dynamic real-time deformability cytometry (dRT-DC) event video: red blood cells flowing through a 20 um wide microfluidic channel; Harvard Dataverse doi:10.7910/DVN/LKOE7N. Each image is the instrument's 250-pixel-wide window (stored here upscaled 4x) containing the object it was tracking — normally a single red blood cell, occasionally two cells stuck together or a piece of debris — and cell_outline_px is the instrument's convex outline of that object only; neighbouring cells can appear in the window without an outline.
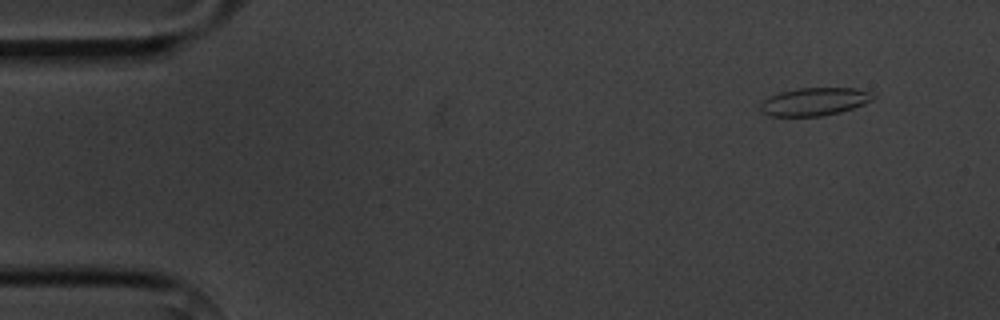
{"species": "common noctule bat (a hibernating species)", "species_latin": "Nyctalus noctula", "temperature_condition": "cold", "stored_images_in_passage": 4, "camera_frame_rate_fps": 3000, "um_per_image_px": 0.085, "animal": {"sex": "male", "body_mass_g": 20.1, "forearm_length_mm": 53.5}, "frame": {"image": 1, "passage_image": 1, "time_ms": 0.0, "image_size_px": [1000, 320], "cell_outline_px": [[876, 96], [872, 100], [864, 104], [840, 112], [824, 116], [768, 116], [760, 108], [760, 104], [764, 100], [780, 92], [796, 88], [856, 88], [872, 92]], "centroid_in_image_um": [69.26, 8.63], "position_along_channel_um": 15.7, "area_um2": 18.32}}